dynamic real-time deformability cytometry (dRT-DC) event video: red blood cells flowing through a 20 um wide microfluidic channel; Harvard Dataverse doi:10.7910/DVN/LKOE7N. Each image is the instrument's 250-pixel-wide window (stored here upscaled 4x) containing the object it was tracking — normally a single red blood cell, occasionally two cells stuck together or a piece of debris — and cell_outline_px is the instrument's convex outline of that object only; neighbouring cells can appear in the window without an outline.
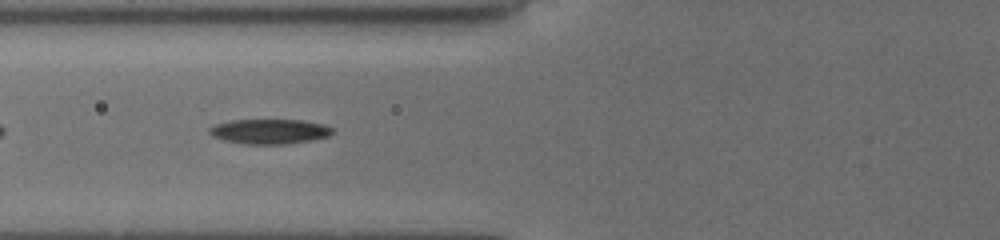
{"species": "common noctule bat (a hibernating species)", "species_latin": "Nyctalus noctula", "temperature_condition": "cold", "stored_images_in_passage": 38, "camera_frame_rate_fps": 3000, "um_per_image_px": 0.085, "animal": {"sex": "female", "body_mass_g": 19.5, "forearm_length_mm": 54.1}, "frame": {"image": 1, "passage_image": 6, "time_ms": 1.667, "image_size_px": [1000, 240], "cell_outline_px": [[332, 132], [328, 136], [312, 140], [288, 144], [240, 144], [224, 140], [212, 136], [208, 132], [208, 128], [216, 124], [232, 120], [304, 120], [324, 124], [332, 128]], "centroid_in_image_um": [22.89, 11.18], "position_along_channel_um": 102.9, "area_um2": 17.92}}
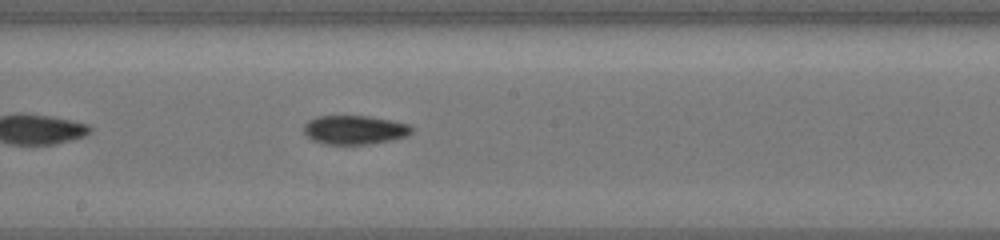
{"frame": {"image": 2, "passage_image": 15, "time_ms": 4.667, "image_size_px": [1000, 240], "cell_outline_px": [[416, 128], [408, 136], [392, 140], [368, 144], [324, 144], [312, 140], [304, 132], [304, 124], [308, 120], [316, 116], [368, 116], [392, 120], [412, 124]], "centroid_in_image_um": [30.2, 11.03], "position_along_channel_um": 218.0, "area_um2": 18.5}}
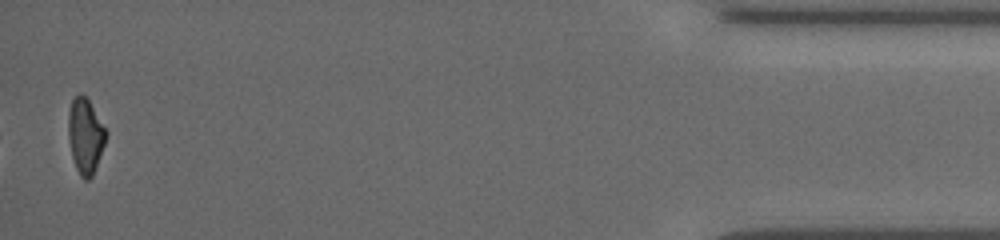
{"frame": {"image": 3, "passage_image": 37, "time_ms": 12.0, "image_size_px": [1000, 240], "cell_outline_px": [[108, 132], [104, 144], [92, 176], [88, 180], [84, 180], [80, 176], [76, 168], [72, 156], [68, 136], [68, 112], [72, 100], [80, 92], [88, 100]], "centroid_in_image_um": [7.24, 11.55], "position_along_channel_um": 428.0, "area_um2": 16.3}, "authors_computed_cell_mechanics": {"area_um2": 17.3689, "velocity_mm_per_s": 3.8334, "shape_relaxation_time_tau1_ms": 6.8372, "shape_relaxation_time_tau2_ms": 4.4531, "deformation_change_tau1": 0.1828, "deformation_change_tau2": 0.0892}}